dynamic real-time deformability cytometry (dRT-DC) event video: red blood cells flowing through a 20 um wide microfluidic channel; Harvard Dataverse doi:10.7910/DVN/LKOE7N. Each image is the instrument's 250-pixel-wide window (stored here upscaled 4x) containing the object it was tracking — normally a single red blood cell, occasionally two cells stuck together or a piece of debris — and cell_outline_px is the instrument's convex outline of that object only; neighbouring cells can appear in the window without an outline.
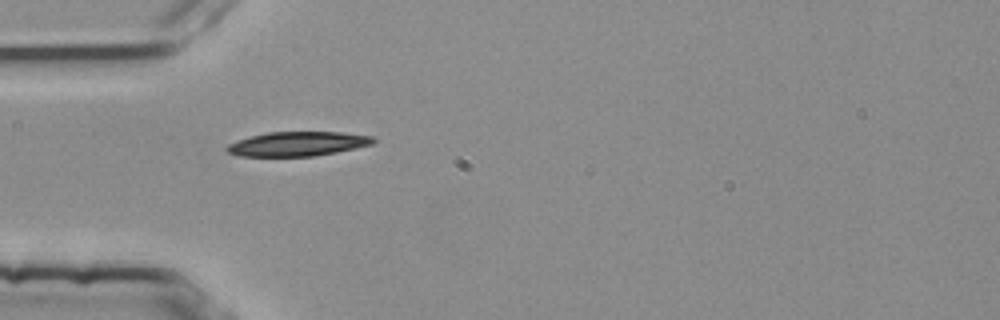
{"species": "common noctule bat (a hibernating species)", "species_latin": "Nyctalus noctula", "temperature_condition": "room temperature", "stored_images_in_passage": 3, "camera_frame_rate_fps": 3000, "um_per_image_px": 0.085, "animal": {"sex": "female", "body_mass_g": 25.1}, "frame": {"image": 1, "passage_image": 3, "time_ms": 0.667, "image_size_px": [1000, 320], "cell_outline_px": [[376, 140], [372, 144], [356, 148], [316, 156], [240, 156], [228, 152], [224, 148], [228, 144], [236, 140], [268, 132], [340, 132], [372, 136]], "centroid_in_image_um": [25.29, 12.23], "position_along_channel_um": 59.7, "area_um2": 20.75}}